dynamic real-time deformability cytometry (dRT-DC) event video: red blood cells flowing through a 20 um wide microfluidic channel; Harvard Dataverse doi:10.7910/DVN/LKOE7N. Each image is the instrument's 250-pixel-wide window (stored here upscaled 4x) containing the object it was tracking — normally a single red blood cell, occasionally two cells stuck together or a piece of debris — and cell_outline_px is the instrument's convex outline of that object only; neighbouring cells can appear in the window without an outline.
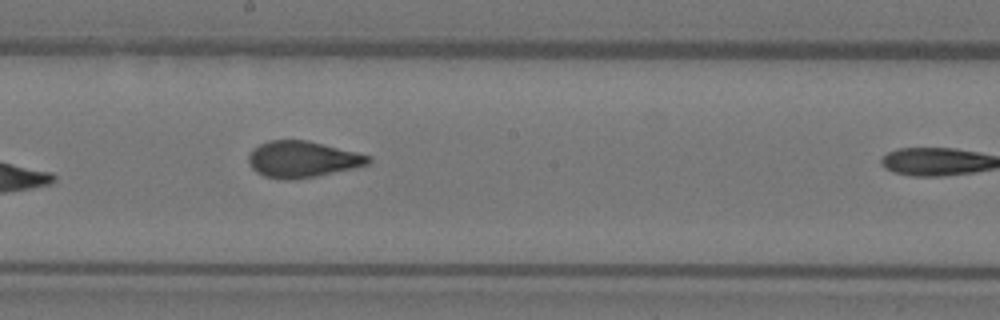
{"species": "Egyptian fruit bat (a non-hibernating species)", "species_latin": "Rousettus aegyptiacus", "temperature_condition": "warm", "stored_images_in_passage": 9, "camera_frame_rate_fps": 3000, "um_per_image_px": 0.085, "animal": {"sex": "female"}, "frame": {"image": 1, "passage_image": 8, "time_ms": 8.333, "image_size_px": [1000, 320], "cell_outline_px": [[372, 160], [368, 164], [352, 168], [316, 176], [288, 180], [284, 180], [264, 176], [256, 172], [252, 168], [248, 160], [248, 156], [252, 148], [268, 140], [308, 140], [372, 156]], "centroid_in_image_um": [25.68, 13.53], "position_along_channel_um": 222.5, "area_um2": 25.32}}